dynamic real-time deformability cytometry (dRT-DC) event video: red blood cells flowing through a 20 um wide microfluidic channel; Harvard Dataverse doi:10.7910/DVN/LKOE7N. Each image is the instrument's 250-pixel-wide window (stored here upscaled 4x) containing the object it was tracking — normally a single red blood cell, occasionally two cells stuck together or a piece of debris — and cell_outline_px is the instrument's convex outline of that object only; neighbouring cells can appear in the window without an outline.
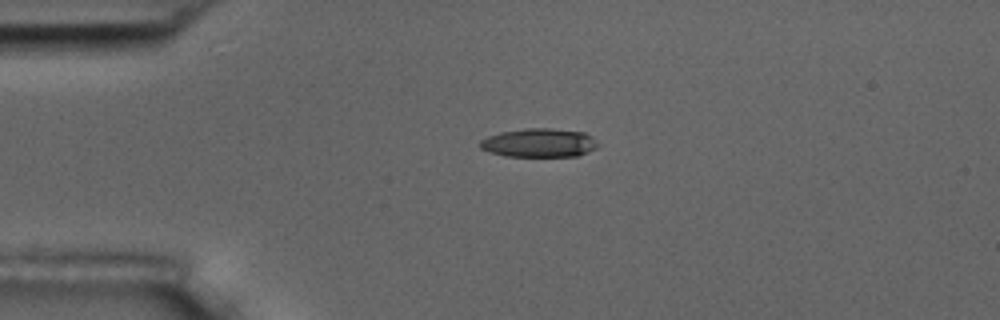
{"species": "common noctule bat (a hibernating species)", "species_latin": "Nyctalus noctula", "temperature_condition": "room temperature", "stored_images_in_passage": 1, "camera_frame_rate_fps": 3000, "um_per_image_px": 0.085, "animal": {"sex": "male", "body_mass_g": 17.5, "forearm_length_mm": 52.3}, "frame": {"image": 1, "passage_image": 1, "time_ms": 0.0, "image_size_px": [1000, 320], "cell_outline_px": [[600, 144], [596, 148], [588, 152], [576, 156], [504, 156], [480, 148], [480, 140], [488, 136], [500, 132], [524, 128], [548, 128], [584, 132], [592, 136]], "centroid_in_image_um": [45.85, 12.13], "position_along_channel_um": 39.1, "area_um2": 19.77}}